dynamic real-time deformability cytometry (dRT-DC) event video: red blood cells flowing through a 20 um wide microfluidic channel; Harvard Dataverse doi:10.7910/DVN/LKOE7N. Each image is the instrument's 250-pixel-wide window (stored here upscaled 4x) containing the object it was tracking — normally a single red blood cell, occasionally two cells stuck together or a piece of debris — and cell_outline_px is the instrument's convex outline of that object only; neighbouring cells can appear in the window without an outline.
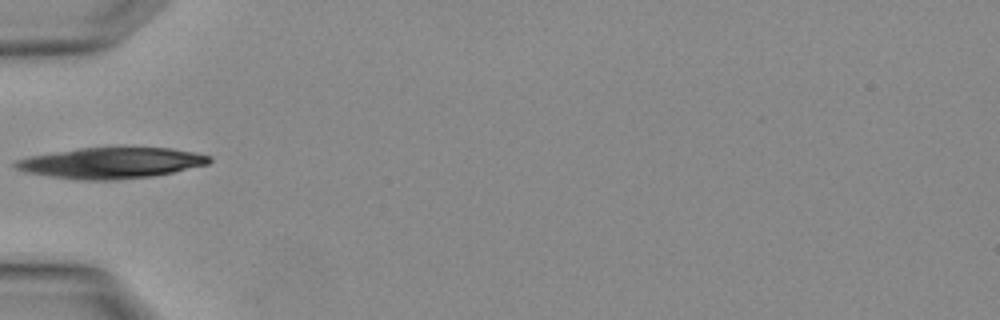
{"species": "Egyptian fruit bat (a non-hibernating species)", "species_latin": "Rousettus aegyptiacus", "temperature_condition": "warm", "stored_images_in_passage": 1, "camera_frame_rate_fps": 3000, "um_per_image_px": 0.085, "animal": {"sex": "female"}, "frame": {"image": 1, "passage_image": 1, "time_ms": 0.0, "image_size_px": [1000, 320], "cell_outline_px": [[212, 160], [208, 164], [172, 172], [152, 176], [116, 180], [80, 180], [52, 176], [28, 172], [16, 168], [12, 164], [12, 160], [28, 156], [80, 148], [172, 148], [196, 152], [212, 156]], "centroid_in_image_um": [9.45, 13.85], "position_along_channel_um": 75.5, "area_um2": 34.8}}